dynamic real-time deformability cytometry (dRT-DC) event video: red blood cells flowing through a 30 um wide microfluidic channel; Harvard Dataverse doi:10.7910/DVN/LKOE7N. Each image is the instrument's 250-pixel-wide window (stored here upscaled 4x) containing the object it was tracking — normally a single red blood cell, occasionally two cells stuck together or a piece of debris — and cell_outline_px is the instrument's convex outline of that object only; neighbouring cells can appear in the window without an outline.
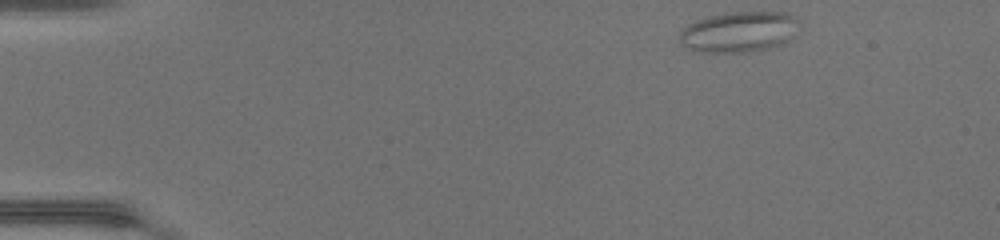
{"species": "common noctule bat (a hibernating species)", "species_latin": "Nyctalus noctula", "temperature_condition": "warm", "stored_images_in_passage": 43, "camera_frame_rate_fps": 3000, "um_per_image_px": 0.085, "animal": {"sex": "female", "body_mass_g": 17.0, "forearm_length_mm": 48.0}, "frame": {"image": 1, "passage_image": 1, "time_ms": 0.0, "image_size_px": [1000, 240], "cell_outline_px": [[800, 20], [784, 40], [768, 48], [744, 52], [700, 52], [688, 48], [680, 40], [680, 32], [688, 24], [696, 20], [728, 12], [784, 12]], "centroid_in_image_um": [62.72, 2.69], "position_along_channel_um": 22.3, "area_um2": 27.34}}
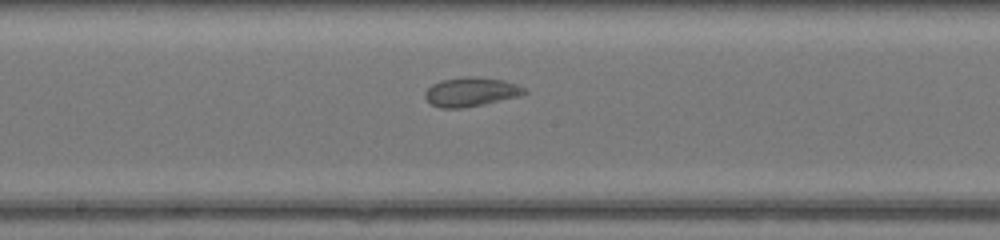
{"frame": {"image": 2, "passage_image": 21, "time_ms": 6.667, "image_size_px": [1000, 240], "cell_outline_px": [[528, 92], [520, 96], [484, 104], [460, 108], [440, 108], [432, 104], [424, 96], [424, 92], [432, 84], [440, 80], [464, 76], [476, 76], [504, 80], [516, 84], [524, 88]], "centroid_in_image_um": [40.03, 7.8], "position_along_channel_um": 208.2, "area_um2": 16.94}}
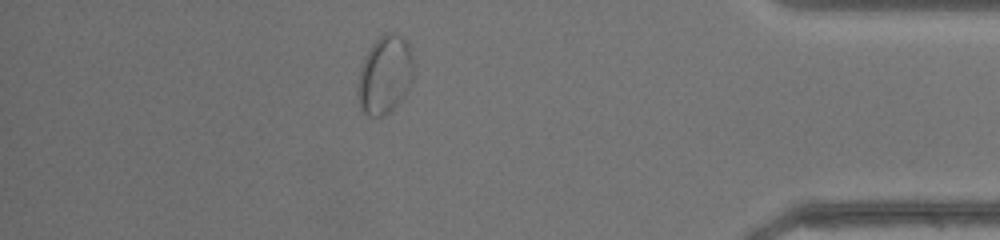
{"frame": {"image": 3, "passage_image": 37, "time_ms": 12.0, "image_size_px": [1000, 240], "cell_outline_px": [[412, 80], [404, 96], [384, 116], [368, 116], [360, 108], [356, 92], [356, 84], [360, 68], [364, 56], [372, 44], [380, 36], [388, 32], [396, 32], [404, 36], [408, 44], [412, 56]], "centroid_in_image_um": [32.68, 6.34], "position_along_channel_um": 402.5, "area_um2": 25.61}}